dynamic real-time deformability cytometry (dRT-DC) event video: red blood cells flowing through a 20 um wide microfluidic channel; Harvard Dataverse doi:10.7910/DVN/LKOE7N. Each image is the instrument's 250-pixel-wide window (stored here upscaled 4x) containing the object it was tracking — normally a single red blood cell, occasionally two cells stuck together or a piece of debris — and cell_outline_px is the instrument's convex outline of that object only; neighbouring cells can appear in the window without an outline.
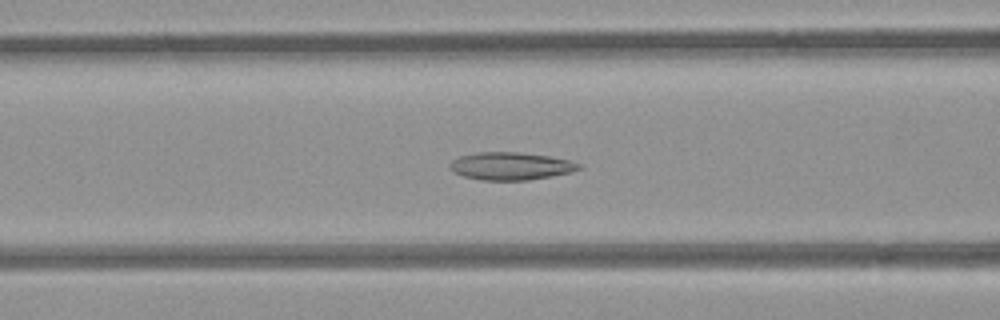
{"species": "common noctule bat (a hibernating species)", "species_latin": "Nyctalus noctula", "temperature_condition": "room temperature", "stored_images_in_passage": 37, "camera_frame_rate_fps": 3000, "um_per_image_px": 0.085, "animal": {"sex": "female", "body_mass_g": 21.9}, "frame": {"image": 1, "passage_image": 5, "time_ms": 1.333, "image_size_px": [1000, 320], "cell_outline_px": [[584, 168], [572, 172], [552, 176], [528, 180], [480, 180], [464, 176], [452, 172], [448, 168], [452, 160], [460, 156], [476, 152], [520, 152], [552, 156], [568, 160], [580, 164]], "centroid_in_image_um": [43.42, 14.11], "position_along_channel_um": 123.2, "area_um2": 21.04}}
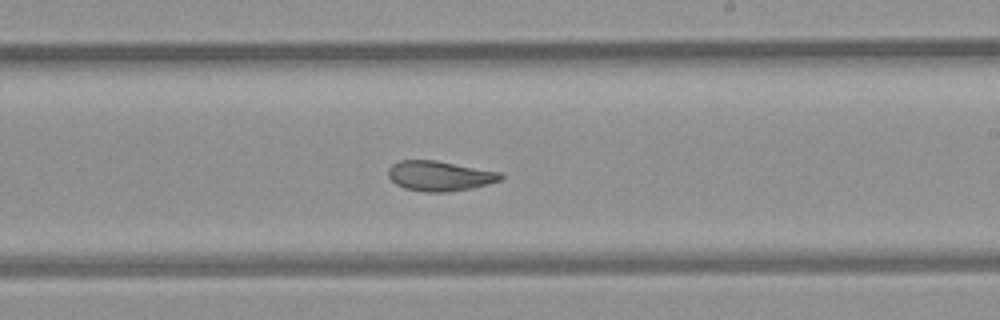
{"frame": {"image": 2, "passage_image": 15, "time_ms": 4.667, "image_size_px": [1000, 320], "cell_outline_px": [[504, 180], [472, 188], [448, 192], [424, 192], [404, 188], [396, 184], [388, 176], [388, 168], [392, 164], [400, 160], [436, 160], [504, 172]], "centroid_in_image_um": [37.43, 14.95], "position_along_channel_um": 251.6, "area_um2": 20.06}}
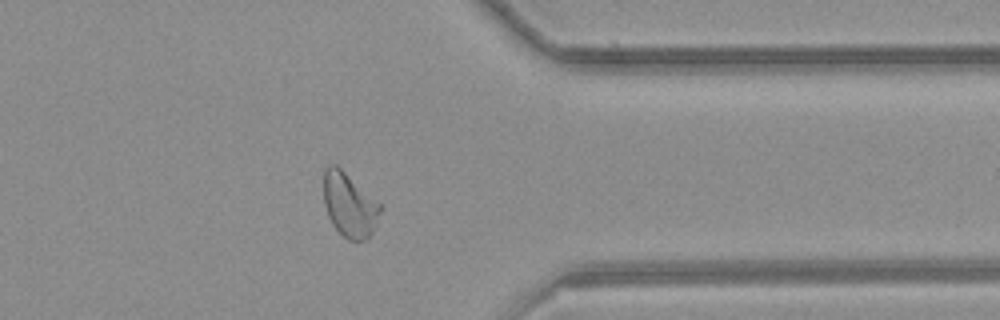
{"frame": {"image": 3, "passage_image": 26, "time_ms": 8.333, "image_size_px": [1000, 320], "cell_outline_px": [[380, 212], [372, 232], [364, 240], [348, 240], [332, 224], [328, 216], [324, 204], [324, 168], [328, 164], [336, 164], [380, 204]], "centroid_in_image_um": [29.66, 17.4], "position_along_channel_um": 381.7, "area_um2": 20.69}}